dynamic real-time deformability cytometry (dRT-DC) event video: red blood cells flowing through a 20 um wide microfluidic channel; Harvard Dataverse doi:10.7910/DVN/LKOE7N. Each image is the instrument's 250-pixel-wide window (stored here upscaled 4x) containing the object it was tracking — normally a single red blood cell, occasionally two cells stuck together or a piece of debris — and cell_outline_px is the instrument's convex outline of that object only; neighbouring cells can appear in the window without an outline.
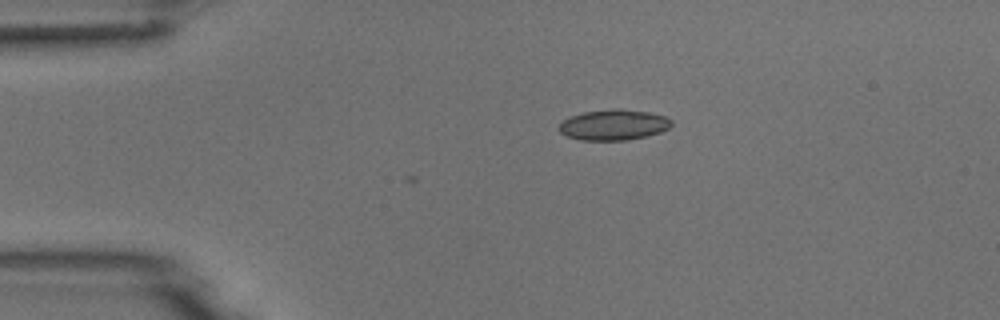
{"species": "common noctule bat (a hibernating species)", "species_latin": "Nyctalus noctula", "temperature_condition": "room temperature", "stored_images_in_passage": 3, "camera_frame_rate_fps": 3000, "um_per_image_px": 0.085, "animal": {"sex": "male", "body_mass_g": 18.8}, "frame": {"image": 1, "passage_image": 3, "time_ms": 2.333, "image_size_px": [1000, 320], "cell_outline_px": [[672, 124], [668, 128], [660, 132], [648, 136], [628, 140], [580, 140], [568, 136], [560, 132], [556, 128], [568, 116], [584, 112], [616, 108], [620, 108], [648, 112], [664, 116], [672, 120]], "centroid_in_image_um": [52.14, 10.61], "position_along_channel_um": 32.9, "area_um2": 20.17}}